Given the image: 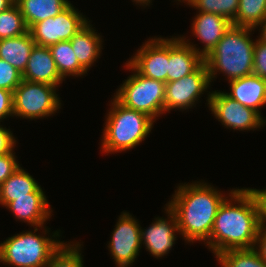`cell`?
<instances>
[{
    "mask_svg": "<svg viewBox=\"0 0 266 267\" xmlns=\"http://www.w3.org/2000/svg\"><path fill=\"white\" fill-rule=\"evenodd\" d=\"M216 213L208 249H252L261 224L260 204L252 188L232 189Z\"/></svg>",
    "mask_w": 266,
    "mask_h": 267,
    "instance_id": "obj_1",
    "label": "cell"
},
{
    "mask_svg": "<svg viewBox=\"0 0 266 267\" xmlns=\"http://www.w3.org/2000/svg\"><path fill=\"white\" fill-rule=\"evenodd\" d=\"M178 185L165 205L176 215L179 235L187 243L207 244L216 213L228 196L206 182Z\"/></svg>",
    "mask_w": 266,
    "mask_h": 267,
    "instance_id": "obj_2",
    "label": "cell"
},
{
    "mask_svg": "<svg viewBox=\"0 0 266 267\" xmlns=\"http://www.w3.org/2000/svg\"><path fill=\"white\" fill-rule=\"evenodd\" d=\"M254 30L230 26L215 48L204 58L210 82L215 80L218 72L227 77L226 81L253 74L255 41L250 36Z\"/></svg>",
    "mask_w": 266,
    "mask_h": 267,
    "instance_id": "obj_3",
    "label": "cell"
},
{
    "mask_svg": "<svg viewBox=\"0 0 266 267\" xmlns=\"http://www.w3.org/2000/svg\"><path fill=\"white\" fill-rule=\"evenodd\" d=\"M110 102L100 147L101 152L107 155L138 146L151 132L155 122L147 114L127 108L115 97Z\"/></svg>",
    "mask_w": 266,
    "mask_h": 267,
    "instance_id": "obj_4",
    "label": "cell"
},
{
    "mask_svg": "<svg viewBox=\"0 0 266 267\" xmlns=\"http://www.w3.org/2000/svg\"><path fill=\"white\" fill-rule=\"evenodd\" d=\"M32 231H22L8 237L0 243V262L14 267H45L52 254L62 245L60 230L54 231L50 237L46 234L51 231L46 226L33 227ZM42 234H38V230ZM44 233V235H43Z\"/></svg>",
    "mask_w": 266,
    "mask_h": 267,
    "instance_id": "obj_5",
    "label": "cell"
},
{
    "mask_svg": "<svg viewBox=\"0 0 266 267\" xmlns=\"http://www.w3.org/2000/svg\"><path fill=\"white\" fill-rule=\"evenodd\" d=\"M124 64L133 74L123 81L113 96L127 108L143 112L154 120L165 114L166 83L139 74L128 62Z\"/></svg>",
    "mask_w": 266,
    "mask_h": 267,
    "instance_id": "obj_6",
    "label": "cell"
},
{
    "mask_svg": "<svg viewBox=\"0 0 266 267\" xmlns=\"http://www.w3.org/2000/svg\"><path fill=\"white\" fill-rule=\"evenodd\" d=\"M58 86L22 80L13 92V113L25 119H43L61 109Z\"/></svg>",
    "mask_w": 266,
    "mask_h": 267,
    "instance_id": "obj_7",
    "label": "cell"
},
{
    "mask_svg": "<svg viewBox=\"0 0 266 267\" xmlns=\"http://www.w3.org/2000/svg\"><path fill=\"white\" fill-rule=\"evenodd\" d=\"M206 101L211 114L227 129L254 131L266 125L265 118L257 111L243 106L223 91L209 92Z\"/></svg>",
    "mask_w": 266,
    "mask_h": 267,
    "instance_id": "obj_8",
    "label": "cell"
},
{
    "mask_svg": "<svg viewBox=\"0 0 266 267\" xmlns=\"http://www.w3.org/2000/svg\"><path fill=\"white\" fill-rule=\"evenodd\" d=\"M70 3L57 16L34 24L29 32L36 45L49 47L70 40L89 21Z\"/></svg>",
    "mask_w": 266,
    "mask_h": 267,
    "instance_id": "obj_9",
    "label": "cell"
},
{
    "mask_svg": "<svg viewBox=\"0 0 266 267\" xmlns=\"http://www.w3.org/2000/svg\"><path fill=\"white\" fill-rule=\"evenodd\" d=\"M211 86L208 68L203 62L194 72L179 80L166 82L164 111L188 110L196 106L202 94ZM205 91V92H204Z\"/></svg>",
    "mask_w": 266,
    "mask_h": 267,
    "instance_id": "obj_10",
    "label": "cell"
},
{
    "mask_svg": "<svg viewBox=\"0 0 266 267\" xmlns=\"http://www.w3.org/2000/svg\"><path fill=\"white\" fill-rule=\"evenodd\" d=\"M108 250L116 267H130L142 247L141 225L129 212H122L114 226Z\"/></svg>",
    "mask_w": 266,
    "mask_h": 267,
    "instance_id": "obj_11",
    "label": "cell"
},
{
    "mask_svg": "<svg viewBox=\"0 0 266 267\" xmlns=\"http://www.w3.org/2000/svg\"><path fill=\"white\" fill-rule=\"evenodd\" d=\"M139 74L167 82L168 38L148 39L138 48L135 55L127 61Z\"/></svg>",
    "mask_w": 266,
    "mask_h": 267,
    "instance_id": "obj_12",
    "label": "cell"
},
{
    "mask_svg": "<svg viewBox=\"0 0 266 267\" xmlns=\"http://www.w3.org/2000/svg\"><path fill=\"white\" fill-rule=\"evenodd\" d=\"M164 209L168 214L167 219L155 217V221L148 228L141 227V244L157 259L169 253L179 233L176 215L169 207L166 206Z\"/></svg>",
    "mask_w": 266,
    "mask_h": 267,
    "instance_id": "obj_13",
    "label": "cell"
},
{
    "mask_svg": "<svg viewBox=\"0 0 266 267\" xmlns=\"http://www.w3.org/2000/svg\"><path fill=\"white\" fill-rule=\"evenodd\" d=\"M192 20L191 33H193V36L195 35L194 37L198 38V41L200 40V43L204 44V47L202 49L196 47V44L190 42V39H186L187 37H183V35L180 38L203 58L215 48L219 40L232 25V22L225 17L213 13L197 12Z\"/></svg>",
    "mask_w": 266,
    "mask_h": 267,
    "instance_id": "obj_14",
    "label": "cell"
},
{
    "mask_svg": "<svg viewBox=\"0 0 266 267\" xmlns=\"http://www.w3.org/2000/svg\"><path fill=\"white\" fill-rule=\"evenodd\" d=\"M203 62L204 58L187 45L180 36L168 38L167 82L179 80L191 74Z\"/></svg>",
    "mask_w": 266,
    "mask_h": 267,
    "instance_id": "obj_15",
    "label": "cell"
},
{
    "mask_svg": "<svg viewBox=\"0 0 266 267\" xmlns=\"http://www.w3.org/2000/svg\"><path fill=\"white\" fill-rule=\"evenodd\" d=\"M22 79L58 87L64 81L57 70L49 47L36 44L30 53Z\"/></svg>",
    "mask_w": 266,
    "mask_h": 267,
    "instance_id": "obj_16",
    "label": "cell"
},
{
    "mask_svg": "<svg viewBox=\"0 0 266 267\" xmlns=\"http://www.w3.org/2000/svg\"><path fill=\"white\" fill-rule=\"evenodd\" d=\"M229 84L230 92H225L228 96L261 115V108L266 104V79L250 74Z\"/></svg>",
    "mask_w": 266,
    "mask_h": 267,
    "instance_id": "obj_17",
    "label": "cell"
},
{
    "mask_svg": "<svg viewBox=\"0 0 266 267\" xmlns=\"http://www.w3.org/2000/svg\"><path fill=\"white\" fill-rule=\"evenodd\" d=\"M16 197H46L35 178L21 166L0 185V204L6 207Z\"/></svg>",
    "mask_w": 266,
    "mask_h": 267,
    "instance_id": "obj_18",
    "label": "cell"
},
{
    "mask_svg": "<svg viewBox=\"0 0 266 267\" xmlns=\"http://www.w3.org/2000/svg\"><path fill=\"white\" fill-rule=\"evenodd\" d=\"M47 197H16L6 208L31 227L42 226L51 218L52 208ZM45 222V223H44Z\"/></svg>",
    "mask_w": 266,
    "mask_h": 267,
    "instance_id": "obj_19",
    "label": "cell"
},
{
    "mask_svg": "<svg viewBox=\"0 0 266 267\" xmlns=\"http://www.w3.org/2000/svg\"><path fill=\"white\" fill-rule=\"evenodd\" d=\"M89 22L82 27L71 39L72 49L76 55L79 64L86 70L94 65L102 52V36L95 32Z\"/></svg>",
    "mask_w": 266,
    "mask_h": 267,
    "instance_id": "obj_20",
    "label": "cell"
},
{
    "mask_svg": "<svg viewBox=\"0 0 266 267\" xmlns=\"http://www.w3.org/2000/svg\"><path fill=\"white\" fill-rule=\"evenodd\" d=\"M34 46L35 41L29 31L18 37L0 39V59L23 73Z\"/></svg>",
    "mask_w": 266,
    "mask_h": 267,
    "instance_id": "obj_21",
    "label": "cell"
},
{
    "mask_svg": "<svg viewBox=\"0 0 266 267\" xmlns=\"http://www.w3.org/2000/svg\"><path fill=\"white\" fill-rule=\"evenodd\" d=\"M30 29L34 24L55 17L71 2L68 0H16L15 2Z\"/></svg>",
    "mask_w": 266,
    "mask_h": 267,
    "instance_id": "obj_22",
    "label": "cell"
},
{
    "mask_svg": "<svg viewBox=\"0 0 266 267\" xmlns=\"http://www.w3.org/2000/svg\"><path fill=\"white\" fill-rule=\"evenodd\" d=\"M60 76L65 80L68 76H85L87 71L79 64L70 40L60 41L49 46Z\"/></svg>",
    "mask_w": 266,
    "mask_h": 267,
    "instance_id": "obj_23",
    "label": "cell"
},
{
    "mask_svg": "<svg viewBox=\"0 0 266 267\" xmlns=\"http://www.w3.org/2000/svg\"><path fill=\"white\" fill-rule=\"evenodd\" d=\"M266 19V0H239V7L232 25L256 27Z\"/></svg>",
    "mask_w": 266,
    "mask_h": 267,
    "instance_id": "obj_24",
    "label": "cell"
},
{
    "mask_svg": "<svg viewBox=\"0 0 266 267\" xmlns=\"http://www.w3.org/2000/svg\"><path fill=\"white\" fill-rule=\"evenodd\" d=\"M221 267H266V263L252 249H229L216 255Z\"/></svg>",
    "mask_w": 266,
    "mask_h": 267,
    "instance_id": "obj_25",
    "label": "cell"
},
{
    "mask_svg": "<svg viewBox=\"0 0 266 267\" xmlns=\"http://www.w3.org/2000/svg\"><path fill=\"white\" fill-rule=\"evenodd\" d=\"M28 31L24 17L16 3L0 12V39L18 37Z\"/></svg>",
    "mask_w": 266,
    "mask_h": 267,
    "instance_id": "obj_26",
    "label": "cell"
},
{
    "mask_svg": "<svg viewBox=\"0 0 266 267\" xmlns=\"http://www.w3.org/2000/svg\"><path fill=\"white\" fill-rule=\"evenodd\" d=\"M81 242H63L52 254L45 267H84Z\"/></svg>",
    "mask_w": 266,
    "mask_h": 267,
    "instance_id": "obj_27",
    "label": "cell"
},
{
    "mask_svg": "<svg viewBox=\"0 0 266 267\" xmlns=\"http://www.w3.org/2000/svg\"><path fill=\"white\" fill-rule=\"evenodd\" d=\"M189 7L198 12L218 14L233 22L239 7V0H186Z\"/></svg>",
    "mask_w": 266,
    "mask_h": 267,
    "instance_id": "obj_28",
    "label": "cell"
},
{
    "mask_svg": "<svg viewBox=\"0 0 266 267\" xmlns=\"http://www.w3.org/2000/svg\"><path fill=\"white\" fill-rule=\"evenodd\" d=\"M22 80V73L19 70L0 59V88L14 92Z\"/></svg>",
    "mask_w": 266,
    "mask_h": 267,
    "instance_id": "obj_29",
    "label": "cell"
},
{
    "mask_svg": "<svg viewBox=\"0 0 266 267\" xmlns=\"http://www.w3.org/2000/svg\"><path fill=\"white\" fill-rule=\"evenodd\" d=\"M253 74L266 79V43L255 40Z\"/></svg>",
    "mask_w": 266,
    "mask_h": 267,
    "instance_id": "obj_30",
    "label": "cell"
},
{
    "mask_svg": "<svg viewBox=\"0 0 266 267\" xmlns=\"http://www.w3.org/2000/svg\"><path fill=\"white\" fill-rule=\"evenodd\" d=\"M19 164L15 152L0 155V185L19 169Z\"/></svg>",
    "mask_w": 266,
    "mask_h": 267,
    "instance_id": "obj_31",
    "label": "cell"
},
{
    "mask_svg": "<svg viewBox=\"0 0 266 267\" xmlns=\"http://www.w3.org/2000/svg\"><path fill=\"white\" fill-rule=\"evenodd\" d=\"M13 117V92L0 88V122Z\"/></svg>",
    "mask_w": 266,
    "mask_h": 267,
    "instance_id": "obj_32",
    "label": "cell"
},
{
    "mask_svg": "<svg viewBox=\"0 0 266 267\" xmlns=\"http://www.w3.org/2000/svg\"><path fill=\"white\" fill-rule=\"evenodd\" d=\"M16 142L17 140L12 131L0 125V155L14 152L13 150L16 146Z\"/></svg>",
    "mask_w": 266,
    "mask_h": 267,
    "instance_id": "obj_33",
    "label": "cell"
},
{
    "mask_svg": "<svg viewBox=\"0 0 266 267\" xmlns=\"http://www.w3.org/2000/svg\"><path fill=\"white\" fill-rule=\"evenodd\" d=\"M253 249L266 263V226L260 225Z\"/></svg>",
    "mask_w": 266,
    "mask_h": 267,
    "instance_id": "obj_34",
    "label": "cell"
},
{
    "mask_svg": "<svg viewBox=\"0 0 266 267\" xmlns=\"http://www.w3.org/2000/svg\"><path fill=\"white\" fill-rule=\"evenodd\" d=\"M260 204L261 224L266 226V192H255Z\"/></svg>",
    "mask_w": 266,
    "mask_h": 267,
    "instance_id": "obj_35",
    "label": "cell"
},
{
    "mask_svg": "<svg viewBox=\"0 0 266 267\" xmlns=\"http://www.w3.org/2000/svg\"><path fill=\"white\" fill-rule=\"evenodd\" d=\"M260 26V27H259ZM260 28V36L258 37V39L264 43H266V19L261 22L256 28Z\"/></svg>",
    "mask_w": 266,
    "mask_h": 267,
    "instance_id": "obj_36",
    "label": "cell"
},
{
    "mask_svg": "<svg viewBox=\"0 0 266 267\" xmlns=\"http://www.w3.org/2000/svg\"><path fill=\"white\" fill-rule=\"evenodd\" d=\"M16 0H0V12L7 10L14 5Z\"/></svg>",
    "mask_w": 266,
    "mask_h": 267,
    "instance_id": "obj_37",
    "label": "cell"
},
{
    "mask_svg": "<svg viewBox=\"0 0 266 267\" xmlns=\"http://www.w3.org/2000/svg\"><path fill=\"white\" fill-rule=\"evenodd\" d=\"M136 5L147 7L152 3V0H132Z\"/></svg>",
    "mask_w": 266,
    "mask_h": 267,
    "instance_id": "obj_38",
    "label": "cell"
},
{
    "mask_svg": "<svg viewBox=\"0 0 266 267\" xmlns=\"http://www.w3.org/2000/svg\"><path fill=\"white\" fill-rule=\"evenodd\" d=\"M253 190H254V192H266V189H262V190H261V189H254V188H253Z\"/></svg>",
    "mask_w": 266,
    "mask_h": 267,
    "instance_id": "obj_39",
    "label": "cell"
},
{
    "mask_svg": "<svg viewBox=\"0 0 266 267\" xmlns=\"http://www.w3.org/2000/svg\"><path fill=\"white\" fill-rule=\"evenodd\" d=\"M177 1H178V2L180 1V2H183V3H184L186 0H177Z\"/></svg>",
    "mask_w": 266,
    "mask_h": 267,
    "instance_id": "obj_40",
    "label": "cell"
}]
</instances>
